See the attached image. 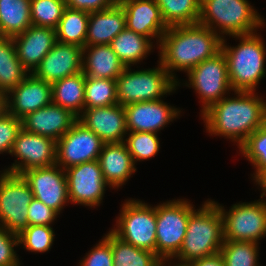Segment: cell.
<instances>
[{
	"label": "cell",
	"mask_w": 266,
	"mask_h": 266,
	"mask_svg": "<svg viewBox=\"0 0 266 266\" xmlns=\"http://www.w3.org/2000/svg\"><path fill=\"white\" fill-rule=\"evenodd\" d=\"M222 38L202 24L170 26L160 39L159 62L178 82L175 71L188 73L221 50Z\"/></svg>",
	"instance_id": "1"
},
{
	"label": "cell",
	"mask_w": 266,
	"mask_h": 266,
	"mask_svg": "<svg viewBox=\"0 0 266 266\" xmlns=\"http://www.w3.org/2000/svg\"><path fill=\"white\" fill-rule=\"evenodd\" d=\"M202 114L206 132L237 143L240 148L250 134L263 126L266 101L256 92L235 91Z\"/></svg>",
	"instance_id": "2"
},
{
	"label": "cell",
	"mask_w": 266,
	"mask_h": 266,
	"mask_svg": "<svg viewBox=\"0 0 266 266\" xmlns=\"http://www.w3.org/2000/svg\"><path fill=\"white\" fill-rule=\"evenodd\" d=\"M231 37L238 39L240 43L231 47L227 45L226 38L221 43V50L227 60L231 89L233 92H256L266 74L265 41L257 32Z\"/></svg>",
	"instance_id": "3"
},
{
	"label": "cell",
	"mask_w": 266,
	"mask_h": 266,
	"mask_svg": "<svg viewBox=\"0 0 266 266\" xmlns=\"http://www.w3.org/2000/svg\"><path fill=\"white\" fill-rule=\"evenodd\" d=\"M223 243L222 215L217 205L208 199L190 214L182 246L173 258L190 263L219 253Z\"/></svg>",
	"instance_id": "4"
},
{
	"label": "cell",
	"mask_w": 266,
	"mask_h": 266,
	"mask_svg": "<svg viewBox=\"0 0 266 266\" xmlns=\"http://www.w3.org/2000/svg\"><path fill=\"white\" fill-rule=\"evenodd\" d=\"M248 0H201L199 24L222 39L248 35L263 28L265 20Z\"/></svg>",
	"instance_id": "5"
},
{
	"label": "cell",
	"mask_w": 266,
	"mask_h": 266,
	"mask_svg": "<svg viewBox=\"0 0 266 266\" xmlns=\"http://www.w3.org/2000/svg\"><path fill=\"white\" fill-rule=\"evenodd\" d=\"M157 67L132 70L125 67L116 79L117 103L128 104L160 100L165 95L174 93L178 82L158 61Z\"/></svg>",
	"instance_id": "6"
},
{
	"label": "cell",
	"mask_w": 266,
	"mask_h": 266,
	"mask_svg": "<svg viewBox=\"0 0 266 266\" xmlns=\"http://www.w3.org/2000/svg\"><path fill=\"white\" fill-rule=\"evenodd\" d=\"M121 206L116 225L110 230L131 245L156 253V205L131 198Z\"/></svg>",
	"instance_id": "7"
},
{
	"label": "cell",
	"mask_w": 266,
	"mask_h": 266,
	"mask_svg": "<svg viewBox=\"0 0 266 266\" xmlns=\"http://www.w3.org/2000/svg\"><path fill=\"white\" fill-rule=\"evenodd\" d=\"M266 194L253 202L233 204L229 211L212 200L223 218L224 240L256 242L266 236ZM264 198V200H263Z\"/></svg>",
	"instance_id": "8"
},
{
	"label": "cell",
	"mask_w": 266,
	"mask_h": 266,
	"mask_svg": "<svg viewBox=\"0 0 266 266\" xmlns=\"http://www.w3.org/2000/svg\"><path fill=\"white\" fill-rule=\"evenodd\" d=\"M194 210V205L182 198L156 205V254L159 257H174L179 252Z\"/></svg>",
	"instance_id": "9"
},
{
	"label": "cell",
	"mask_w": 266,
	"mask_h": 266,
	"mask_svg": "<svg viewBox=\"0 0 266 266\" xmlns=\"http://www.w3.org/2000/svg\"><path fill=\"white\" fill-rule=\"evenodd\" d=\"M184 85L194 89L201 99V115L226 95L231 94L227 60L220 50L213 57L199 63L187 74Z\"/></svg>",
	"instance_id": "10"
},
{
	"label": "cell",
	"mask_w": 266,
	"mask_h": 266,
	"mask_svg": "<svg viewBox=\"0 0 266 266\" xmlns=\"http://www.w3.org/2000/svg\"><path fill=\"white\" fill-rule=\"evenodd\" d=\"M0 172V226L18 235L29 226L27 212L34 195L21 175Z\"/></svg>",
	"instance_id": "11"
},
{
	"label": "cell",
	"mask_w": 266,
	"mask_h": 266,
	"mask_svg": "<svg viewBox=\"0 0 266 266\" xmlns=\"http://www.w3.org/2000/svg\"><path fill=\"white\" fill-rule=\"evenodd\" d=\"M70 203L96 208L103 202L106 188L98 160L65 169ZM108 186V187H107Z\"/></svg>",
	"instance_id": "12"
},
{
	"label": "cell",
	"mask_w": 266,
	"mask_h": 266,
	"mask_svg": "<svg viewBox=\"0 0 266 266\" xmlns=\"http://www.w3.org/2000/svg\"><path fill=\"white\" fill-rule=\"evenodd\" d=\"M104 142L77 120L68 132L56 141V164L63 170L98 160Z\"/></svg>",
	"instance_id": "13"
},
{
	"label": "cell",
	"mask_w": 266,
	"mask_h": 266,
	"mask_svg": "<svg viewBox=\"0 0 266 266\" xmlns=\"http://www.w3.org/2000/svg\"><path fill=\"white\" fill-rule=\"evenodd\" d=\"M10 155L16 157V160L2 171L21 175L29 169L49 167L56 164V141L22 128Z\"/></svg>",
	"instance_id": "14"
},
{
	"label": "cell",
	"mask_w": 266,
	"mask_h": 266,
	"mask_svg": "<svg viewBox=\"0 0 266 266\" xmlns=\"http://www.w3.org/2000/svg\"><path fill=\"white\" fill-rule=\"evenodd\" d=\"M21 176L30 186L34 198L46 204L58 215L63 206L70 203L65 170L57 164L29 169Z\"/></svg>",
	"instance_id": "15"
},
{
	"label": "cell",
	"mask_w": 266,
	"mask_h": 266,
	"mask_svg": "<svg viewBox=\"0 0 266 266\" xmlns=\"http://www.w3.org/2000/svg\"><path fill=\"white\" fill-rule=\"evenodd\" d=\"M126 128L132 132L157 133L181 114L180 108L168 105L163 99L137 102L124 106Z\"/></svg>",
	"instance_id": "16"
},
{
	"label": "cell",
	"mask_w": 266,
	"mask_h": 266,
	"mask_svg": "<svg viewBox=\"0 0 266 266\" xmlns=\"http://www.w3.org/2000/svg\"><path fill=\"white\" fill-rule=\"evenodd\" d=\"M78 120L93 131L104 143L124 142L126 128V112L122 105L84 108Z\"/></svg>",
	"instance_id": "17"
},
{
	"label": "cell",
	"mask_w": 266,
	"mask_h": 266,
	"mask_svg": "<svg viewBox=\"0 0 266 266\" xmlns=\"http://www.w3.org/2000/svg\"><path fill=\"white\" fill-rule=\"evenodd\" d=\"M82 57V47L57 41L32 74L52 84L81 72Z\"/></svg>",
	"instance_id": "18"
},
{
	"label": "cell",
	"mask_w": 266,
	"mask_h": 266,
	"mask_svg": "<svg viewBox=\"0 0 266 266\" xmlns=\"http://www.w3.org/2000/svg\"><path fill=\"white\" fill-rule=\"evenodd\" d=\"M52 103V85L29 74L7 94L8 112L23 119L31 112Z\"/></svg>",
	"instance_id": "19"
},
{
	"label": "cell",
	"mask_w": 266,
	"mask_h": 266,
	"mask_svg": "<svg viewBox=\"0 0 266 266\" xmlns=\"http://www.w3.org/2000/svg\"><path fill=\"white\" fill-rule=\"evenodd\" d=\"M121 7L125 14V25L129 30L141 34L151 41H155L158 47L160 39L168 30L164 22L160 8L155 0H128Z\"/></svg>",
	"instance_id": "20"
},
{
	"label": "cell",
	"mask_w": 266,
	"mask_h": 266,
	"mask_svg": "<svg viewBox=\"0 0 266 266\" xmlns=\"http://www.w3.org/2000/svg\"><path fill=\"white\" fill-rule=\"evenodd\" d=\"M77 120L78 117L68 109L51 103L24 117L22 128L29 133L58 141Z\"/></svg>",
	"instance_id": "21"
},
{
	"label": "cell",
	"mask_w": 266,
	"mask_h": 266,
	"mask_svg": "<svg viewBox=\"0 0 266 266\" xmlns=\"http://www.w3.org/2000/svg\"><path fill=\"white\" fill-rule=\"evenodd\" d=\"M12 39L19 61L30 74L57 42L55 29L35 25Z\"/></svg>",
	"instance_id": "22"
},
{
	"label": "cell",
	"mask_w": 266,
	"mask_h": 266,
	"mask_svg": "<svg viewBox=\"0 0 266 266\" xmlns=\"http://www.w3.org/2000/svg\"><path fill=\"white\" fill-rule=\"evenodd\" d=\"M98 162L105 182L112 189L125 185L137 170L124 142L104 143Z\"/></svg>",
	"instance_id": "23"
},
{
	"label": "cell",
	"mask_w": 266,
	"mask_h": 266,
	"mask_svg": "<svg viewBox=\"0 0 266 266\" xmlns=\"http://www.w3.org/2000/svg\"><path fill=\"white\" fill-rule=\"evenodd\" d=\"M125 28V14L121 5L90 12L85 46L110 44Z\"/></svg>",
	"instance_id": "24"
},
{
	"label": "cell",
	"mask_w": 266,
	"mask_h": 266,
	"mask_svg": "<svg viewBox=\"0 0 266 266\" xmlns=\"http://www.w3.org/2000/svg\"><path fill=\"white\" fill-rule=\"evenodd\" d=\"M125 67L109 44L83 47L82 71L85 77L116 80Z\"/></svg>",
	"instance_id": "25"
},
{
	"label": "cell",
	"mask_w": 266,
	"mask_h": 266,
	"mask_svg": "<svg viewBox=\"0 0 266 266\" xmlns=\"http://www.w3.org/2000/svg\"><path fill=\"white\" fill-rule=\"evenodd\" d=\"M153 43L149 38L125 28L109 45L119 60L126 67H131L148 57L153 48L155 49Z\"/></svg>",
	"instance_id": "26"
},
{
	"label": "cell",
	"mask_w": 266,
	"mask_h": 266,
	"mask_svg": "<svg viewBox=\"0 0 266 266\" xmlns=\"http://www.w3.org/2000/svg\"><path fill=\"white\" fill-rule=\"evenodd\" d=\"M52 103L79 117L84 110L85 75L83 71L52 84Z\"/></svg>",
	"instance_id": "27"
},
{
	"label": "cell",
	"mask_w": 266,
	"mask_h": 266,
	"mask_svg": "<svg viewBox=\"0 0 266 266\" xmlns=\"http://www.w3.org/2000/svg\"><path fill=\"white\" fill-rule=\"evenodd\" d=\"M29 74L17 57L13 39L0 36V91L8 94Z\"/></svg>",
	"instance_id": "28"
},
{
	"label": "cell",
	"mask_w": 266,
	"mask_h": 266,
	"mask_svg": "<svg viewBox=\"0 0 266 266\" xmlns=\"http://www.w3.org/2000/svg\"><path fill=\"white\" fill-rule=\"evenodd\" d=\"M31 26L30 0H0V36L13 38Z\"/></svg>",
	"instance_id": "29"
},
{
	"label": "cell",
	"mask_w": 266,
	"mask_h": 266,
	"mask_svg": "<svg viewBox=\"0 0 266 266\" xmlns=\"http://www.w3.org/2000/svg\"><path fill=\"white\" fill-rule=\"evenodd\" d=\"M111 244L113 266H155L159 256L117 237L111 230L104 236Z\"/></svg>",
	"instance_id": "30"
},
{
	"label": "cell",
	"mask_w": 266,
	"mask_h": 266,
	"mask_svg": "<svg viewBox=\"0 0 266 266\" xmlns=\"http://www.w3.org/2000/svg\"><path fill=\"white\" fill-rule=\"evenodd\" d=\"M88 21L89 12L66 7L55 29L57 41L83 48L85 46Z\"/></svg>",
	"instance_id": "31"
},
{
	"label": "cell",
	"mask_w": 266,
	"mask_h": 266,
	"mask_svg": "<svg viewBox=\"0 0 266 266\" xmlns=\"http://www.w3.org/2000/svg\"><path fill=\"white\" fill-rule=\"evenodd\" d=\"M168 27L196 24L200 17L201 0H155Z\"/></svg>",
	"instance_id": "32"
},
{
	"label": "cell",
	"mask_w": 266,
	"mask_h": 266,
	"mask_svg": "<svg viewBox=\"0 0 266 266\" xmlns=\"http://www.w3.org/2000/svg\"><path fill=\"white\" fill-rule=\"evenodd\" d=\"M239 151L255 168L251 180L259 186L266 179V129L262 126L250 134Z\"/></svg>",
	"instance_id": "33"
},
{
	"label": "cell",
	"mask_w": 266,
	"mask_h": 266,
	"mask_svg": "<svg viewBox=\"0 0 266 266\" xmlns=\"http://www.w3.org/2000/svg\"><path fill=\"white\" fill-rule=\"evenodd\" d=\"M117 103L116 80L85 77L84 108L107 107Z\"/></svg>",
	"instance_id": "34"
},
{
	"label": "cell",
	"mask_w": 266,
	"mask_h": 266,
	"mask_svg": "<svg viewBox=\"0 0 266 266\" xmlns=\"http://www.w3.org/2000/svg\"><path fill=\"white\" fill-rule=\"evenodd\" d=\"M225 266H260L259 243L224 240L220 249Z\"/></svg>",
	"instance_id": "35"
},
{
	"label": "cell",
	"mask_w": 266,
	"mask_h": 266,
	"mask_svg": "<svg viewBox=\"0 0 266 266\" xmlns=\"http://www.w3.org/2000/svg\"><path fill=\"white\" fill-rule=\"evenodd\" d=\"M65 8V0H30L32 25L56 29Z\"/></svg>",
	"instance_id": "36"
},
{
	"label": "cell",
	"mask_w": 266,
	"mask_h": 266,
	"mask_svg": "<svg viewBox=\"0 0 266 266\" xmlns=\"http://www.w3.org/2000/svg\"><path fill=\"white\" fill-rule=\"evenodd\" d=\"M128 135V136H127ZM124 140L135 163L148 160L157 155L160 141L157 133L128 131Z\"/></svg>",
	"instance_id": "37"
},
{
	"label": "cell",
	"mask_w": 266,
	"mask_h": 266,
	"mask_svg": "<svg viewBox=\"0 0 266 266\" xmlns=\"http://www.w3.org/2000/svg\"><path fill=\"white\" fill-rule=\"evenodd\" d=\"M19 237V245L29 252L45 253L52 248L55 233L52 226L33 225L24 229Z\"/></svg>",
	"instance_id": "38"
},
{
	"label": "cell",
	"mask_w": 266,
	"mask_h": 266,
	"mask_svg": "<svg viewBox=\"0 0 266 266\" xmlns=\"http://www.w3.org/2000/svg\"><path fill=\"white\" fill-rule=\"evenodd\" d=\"M22 120L7 112L0 118V154H11Z\"/></svg>",
	"instance_id": "39"
},
{
	"label": "cell",
	"mask_w": 266,
	"mask_h": 266,
	"mask_svg": "<svg viewBox=\"0 0 266 266\" xmlns=\"http://www.w3.org/2000/svg\"><path fill=\"white\" fill-rule=\"evenodd\" d=\"M18 246H20L18 235L0 226V266L20 264L21 261L16 252Z\"/></svg>",
	"instance_id": "40"
},
{
	"label": "cell",
	"mask_w": 266,
	"mask_h": 266,
	"mask_svg": "<svg viewBox=\"0 0 266 266\" xmlns=\"http://www.w3.org/2000/svg\"><path fill=\"white\" fill-rule=\"evenodd\" d=\"M79 263V266H113L110 242L103 236Z\"/></svg>",
	"instance_id": "41"
},
{
	"label": "cell",
	"mask_w": 266,
	"mask_h": 266,
	"mask_svg": "<svg viewBox=\"0 0 266 266\" xmlns=\"http://www.w3.org/2000/svg\"><path fill=\"white\" fill-rule=\"evenodd\" d=\"M58 214L43 202L34 198L28 206L27 218L29 226H52Z\"/></svg>",
	"instance_id": "42"
},
{
	"label": "cell",
	"mask_w": 266,
	"mask_h": 266,
	"mask_svg": "<svg viewBox=\"0 0 266 266\" xmlns=\"http://www.w3.org/2000/svg\"><path fill=\"white\" fill-rule=\"evenodd\" d=\"M65 2L68 8L89 13L105 10L113 6L110 0H65Z\"/></svg>",
	"instance_id": "43"
},
{
	"label": "cell",
	"mask_w": 266,
	"mask_h": 266,
	"mask_svg": "<svg viewBox=\"0 0 266 266\" xmlns=\"http://www.w3.org/2000/svg\"><path fill=\"white\" fill-rule=\"evenodd\" d=\"M189 266H225V265L223 261V256L219 252L210 256L193 260L189 263Z\"/></svg>",
	"instance_id": "44"
},
{
	"label": "cell",
	"mask_w": 266,
	"mask_h": 266,
	"mask_svg": "<svg viewBox=\"0 0 266 266\" xmlns=\"http://www.w3.org/2000/svg\"><path fill=\"white\" fill-rule=\"evenodd\" d=\"M176 260L178 263L176 262ZM155 266H189V263L173 257H159Z\"/></svg>",
	"instance_id": "45"
},
{
	"label": "cell",
	"mask_w": 266,
	"mask_h": 266,
	"mask_svg": "<svg viewBox=\"0 0 266 266\" xmlns=\"http://www.w3.org/2000/svg\"><path fill=\"white\" fill-rule=\"evenodd\" d=\"M8 112L7 93L0 91V118Z\"/></svg>",
	"instance_id": "46"
},
{
	"label": "cell",
	"mask_w": 266,
	"mask_h": 266,
	"mask_svg": "<svg viewBox=\"0 0 266 266\" xmlns=\"http://www.w3.org/2000/svg\"><path fill=\"white\" fill-rule=\"evenodd\" d=\"M128 0H110V2L113 5H122L124 2H127Z\"/></svg>",
	"instance_id": "47"
},
{
	"label": "cell",
	"mask_w": 266,
	"mask_h": 266,
	"mask_svg": "<svg viewBox=\"0 0 266 266\" xmlns=\"http://www.w3.org/2000/svg\"><path fill=\"white\" fill-rule=\"evenodd\" d=\"M259 186L261 191L266 194V179Z\"/></svg>",
	"instance_id": "48"
},
{
	"label": "cell",
	"mask_w": 266,
	"mask_h": 266,
	"mask_svg": "<svg viewBox=\"0 0 266 266\" xmlns=\"http://www.w3.org/2000/svg\"><path fill=\"white\" fill-rule=\"evenodd\" d=\"M263 127L266 129V111H265L264 119H263Z\"/></svg>",
	"instance_id": "49"
}]
</instances>
